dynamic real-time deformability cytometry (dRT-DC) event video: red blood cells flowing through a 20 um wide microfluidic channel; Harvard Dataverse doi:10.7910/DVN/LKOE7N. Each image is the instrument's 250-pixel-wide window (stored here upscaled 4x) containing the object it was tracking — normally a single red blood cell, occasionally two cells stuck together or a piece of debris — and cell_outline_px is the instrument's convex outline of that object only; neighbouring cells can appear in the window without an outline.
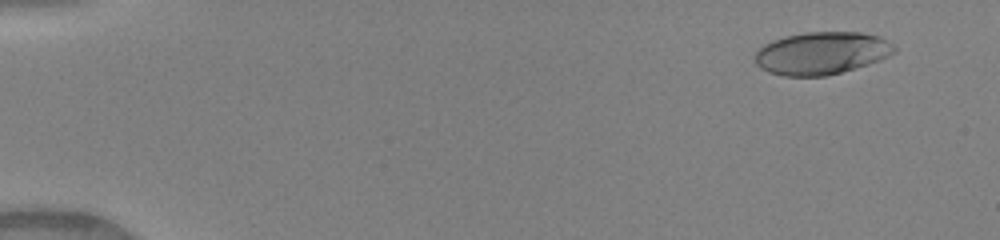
{"species": "human", "species_latin": "Homo sapiens", "temperature_condition": "warm", "stored_images_in_passage": 50, "camera_frame_rate_fps": 3000, "um_per_image_px": 0.085, "donor": {"sex": "female"}, "frame": {"image": 1, "passage_image": 4, "time_ms": 1.0, "image_size_px": [1000, 240], "cell_outline_px": [[896, 52], [880, 60], [868, 64], [840, 72], [824, 76], [784, 76], [768, 72], [760, 68], [756, 64], [756, 52], [764, 44], [772, 40], [784, 36], [804, 32], [860, 32], [880, 36], [892, 44], [896, 48]], "centroid_in_image_um": [69.83, 4.51], "position_along_channel_um": 15.2, "area_um2": 34.56}}
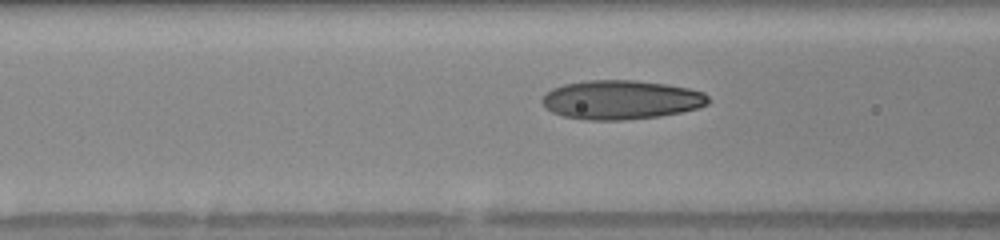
{"frame": {"image": 2, "passage_image": 21, "time_ms": 6.667, "image_size_px": [1000, 240], "cell_outline_px": [[712, 100], [708, 104], [696, 108], [680, 112], [660, 116], [624, 120], [588, 120], [564, 116], [552, 112], [544, 108], [540, 100], [552, 88], [564, 84], [588, 80], [636, 80], [664, 84], [688, 88], [704, 92]], "centroid_in_image_um": [52.78, 8.48], "position_along_channel_um": 113.8, "area_um2": 37.92}}
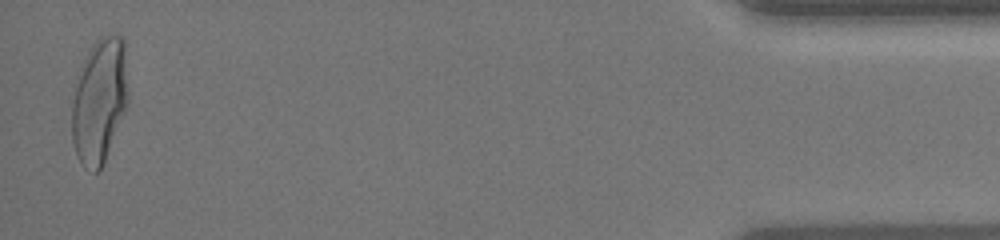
{"frame": {"image": 3, "passage_image": 49, "time_ms": 16.0, "image_size_px": [1000, 240], "cell_outline_px": [[128, 104], [104, 160], [100, 168], [96, 172], [92, 172], [84, 168], [76, 156], [72, 140], [72, 100], [76, 72], [80, 64], [92, 44], [96, 40], [104, 36], [120, 36], [124, 40], [128, 92]], "centroid_in_image_um": [8.42, 8.54], "position_along_channel_um": 426.8, "area_um2": 41.27}, "authors_computed_cell_mechanics": {"area_um2": 36.0961, "velocity_mm_per_s": 4.1512, "shape_relaxation_time_tau1_ms": 3.9655, "shape_relaxation_time_tau2_ms": 0.7048, "deformation_change_tau1": 0.2023, "deformation_change_tau2": 0.0718}}